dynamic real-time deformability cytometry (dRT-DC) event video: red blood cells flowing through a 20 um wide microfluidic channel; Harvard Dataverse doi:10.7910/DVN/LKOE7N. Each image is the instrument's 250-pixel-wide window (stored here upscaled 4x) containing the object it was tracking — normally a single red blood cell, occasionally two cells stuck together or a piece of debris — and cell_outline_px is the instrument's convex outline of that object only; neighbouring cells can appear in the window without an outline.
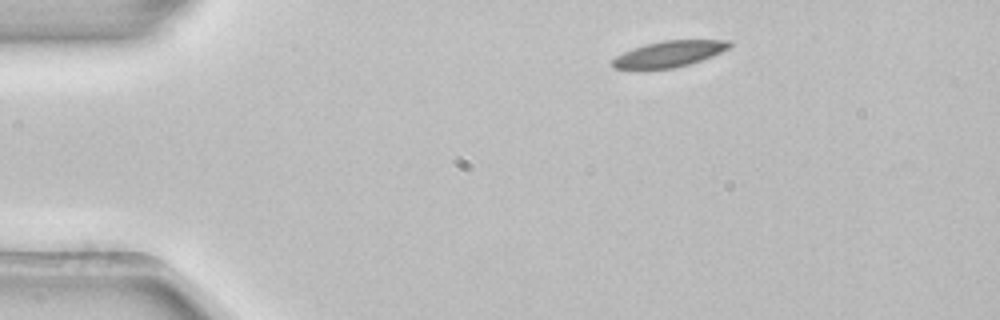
{"species": "common noctule bat (a hibernating species)", "species_latin": "Nyctalus noctula", "temperature_condition": "room temperature", "stored_images_in_passage": 1, "camera_frame_rate_fps": 3000, "um_per_image_px": 0.085, "animal": {"sex": "female", "body_mass_g": 22.7, "forearm_length_mm": 54.2}, "frame": {"image": 1, "passage_image": 1, "time_ms": 0.0, "image_size_px": [1000, 320], "cell_outline_px": [[732, 44], [728, 48], [712, 56], [688, 64], [672, 68], [612, 68], [612, 60], [616, 56], [632, 48], [644, 44], [664, 40], [732, 40]], "centroid_in_image_um": [56.88, 4.56], "position_along_channel_um": 28.1, "area_um2": 17.46}}